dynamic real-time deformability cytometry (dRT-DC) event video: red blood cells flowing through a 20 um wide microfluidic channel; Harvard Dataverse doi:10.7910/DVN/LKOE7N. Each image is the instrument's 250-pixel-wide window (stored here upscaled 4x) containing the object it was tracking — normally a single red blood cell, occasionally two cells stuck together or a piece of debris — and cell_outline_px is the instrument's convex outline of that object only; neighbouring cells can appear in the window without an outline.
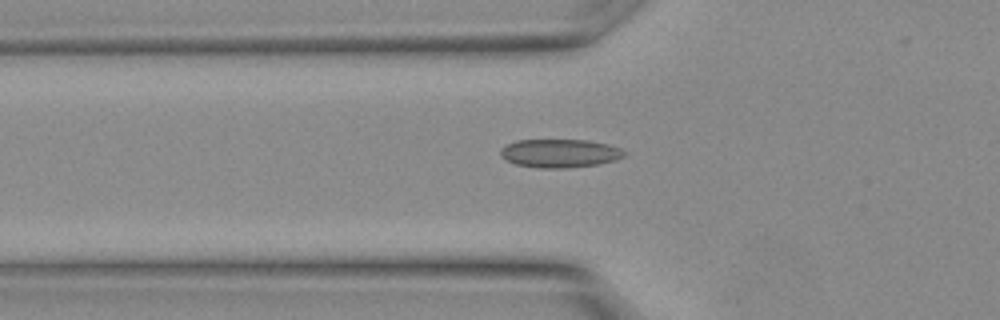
{"species": "Egyptian fruit bat (a non-hibernating species)", "species_latin": "Rousettus aegyptiacus", "temperature_condition": "warm", "stored_images_in_passage": 10, "camera_frame_rate_fps": 3000, "um_per_image_px": 0.085, "animal": {"sex": "female"}, "frame": {"image": 1, "passage_image": 2, "time_ms": 0.333, "image_size_px": [1000, 320], "cell_outline_px": [[628, 152], [624, 156], [616, 160], [600, 164], [568, 168], [540, 168], [516, 164], [500, 156], [500, 148], [516, 140], [588, 140], [608, 144], [620, 148]], "centroid_in_image_um": [47.62, 13.03], "position_along_channel_um": 78.2, "area_um2": 20.63}}
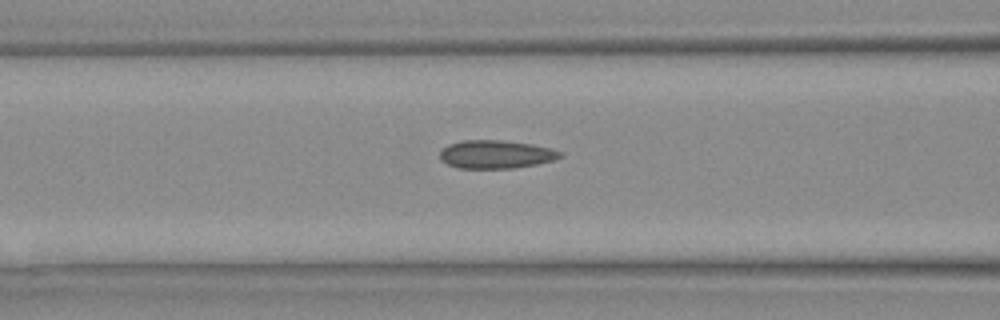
{"frame": {"image": 2, "passage_image": 4, "time_ms": 1.0, "image_size_px": [1000, 320], "cell_outline_px": [[564, 156], [556, 160], [536, 164], [512, 168], [460, 168], [448, 164], [440, 160], [440, 152], [448, 144], [464, 140], [504, 140], [532, 144], [552, 148], [564, 152]], "centroid_in_image_um": [42.21, 13.11], "position_along_channel_um": 124.4, "area_um2": 19.94}}